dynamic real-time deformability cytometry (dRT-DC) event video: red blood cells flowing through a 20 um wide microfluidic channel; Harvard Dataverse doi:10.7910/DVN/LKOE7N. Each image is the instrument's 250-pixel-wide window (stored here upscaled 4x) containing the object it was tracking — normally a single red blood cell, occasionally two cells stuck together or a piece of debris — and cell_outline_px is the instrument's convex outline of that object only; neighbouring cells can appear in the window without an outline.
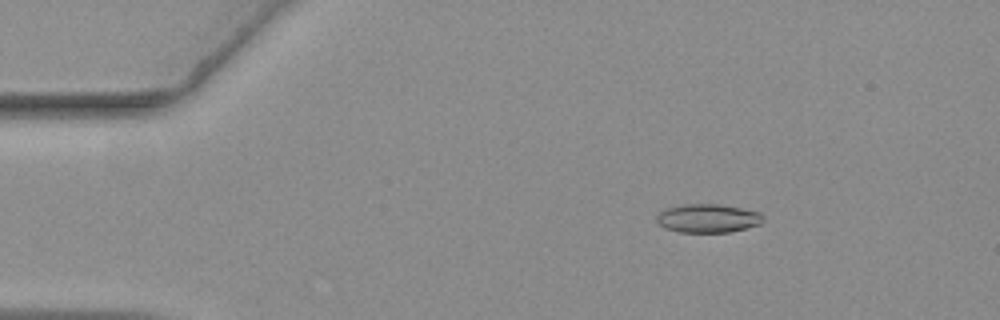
{"species": "common noctule bat (a hibernating species)", "species_latin": "Nyctalus noctula", "temperature_condition": "warm", "stored_images_in_passage": 56, "camera_frame_rate_fps": 3000, "um_per_image_px": 0.085, "animal": {"sex": "female", "body_mass_g": 19.3, "forearm_length_mm": 54.1}, "frame": {"image": 1, "passage_image": 8, "time_ms": 2.333, "image_size_px": [1000, 320], "cell_outline_px": [[764, 220], [760, 224], [728, 232], [680, 232], [664, 228], [656, 220], [656, 216], [660, 212], [668, 208], [684, 204], [720, 204], [760, 212], [764, 216]], "centroid_in_image_um": [60.17, 18.55], "position_along_channel_um": 24.8, "area_um2": 17.63}}
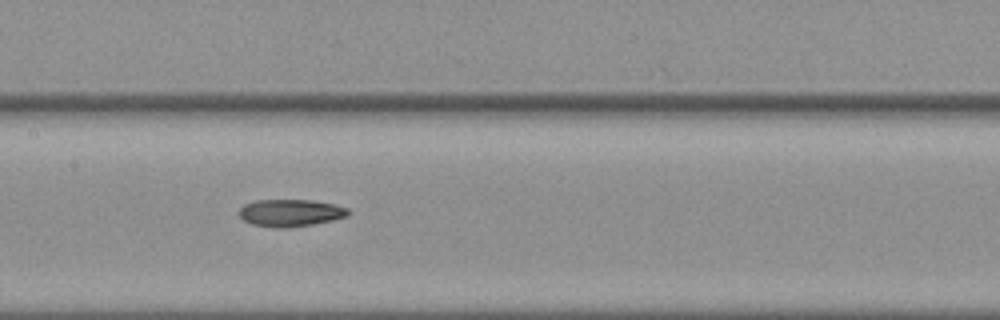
{"frame": {"image": 2, "passage_image": 27, "time_ms": 8.667, "image_size_px": [1000, 320], "cell_outline_px": [[348, 216], [332, 220], [312, 224], [288, 228], [272, 228], [252, 224], [244, 220], [240, 216], [240, 208], [244, 204], [256, 200], [312, 200], [332, 204], [348, 208]], "centroid_in_image_um": [24.67, 18.1], "position_along_channel_um": 182.7, "area_um2": 17.22}}
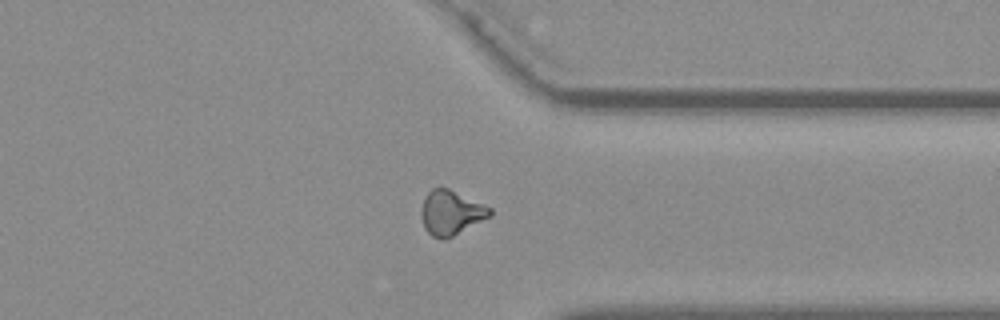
{"frame": {"image": 3, "passage_image": 43, "time_ms": 14.0, "image_size_px": [1000, 320], "cell_outline_px": [[492, 216], [444, 240], [432, 236], [424, 228], [420, 212], [420, 208], [424, 196], [432, 188], [448, 188], [492, 208]], "centroid_in_image_um": [38.31, 18.08], "position_along_channel_um": 373.1, "area_um2": 17.86}, "authors_computed_cell_mechanics": {"area_um2": 17.3978, "velocity_mm_per_s": 3.6304, "shape_relaxation_time_tau1_ms": null, "shape_relaxation_time_tau2_ms": 11.0553, "deformation_change_tau1": null, "deformation_change_tau2": 0.1979}}